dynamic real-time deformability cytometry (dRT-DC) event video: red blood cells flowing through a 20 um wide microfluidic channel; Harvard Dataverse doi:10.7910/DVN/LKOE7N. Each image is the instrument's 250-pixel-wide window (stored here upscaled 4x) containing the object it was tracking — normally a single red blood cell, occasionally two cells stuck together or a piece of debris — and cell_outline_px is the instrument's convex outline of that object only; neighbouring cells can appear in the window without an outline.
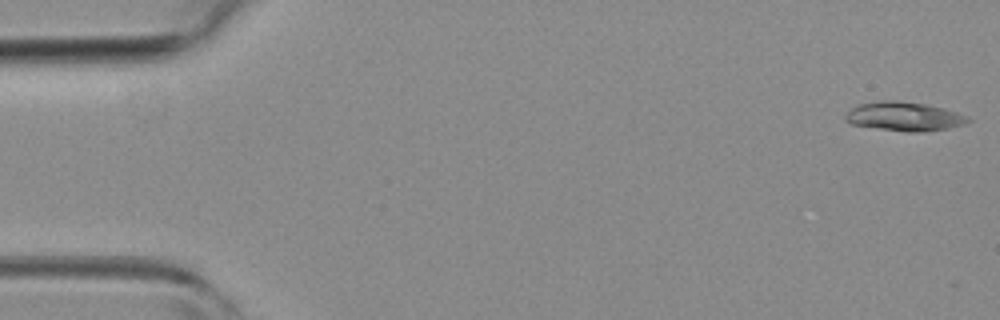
{"species": "common noctule bat (a hibernating species)", "species_latin": "Nyctalus noctula", "temperature_condition": "room temperature", "stored_images_in_passage": 4, "camera_frame_rate_fps": 3000, "um_per_image_px": 0.085, "animal": {"sex": "female", "body_mass_g": 19.3, "forearm_length_mm": 54.1}, "frame": {"image": 1, "passage_image": 1, "time_ms": 0.0, "image_size_px": [1000, 320], "cell_outline_px": [[972, 120], [964, 124], [948, 128], [916, 132], [908, 132], [876, 128], [852, 124], [844, 120], [844, 116], [852, 108], [860, 104], [880, 100], [896, 100], [924, 104], [944, 108], [968, 116]], "centroid_in_image_um": [76.85, 9.89], "position_along_channel_um": 8.1, "area_um2": 20.58}}
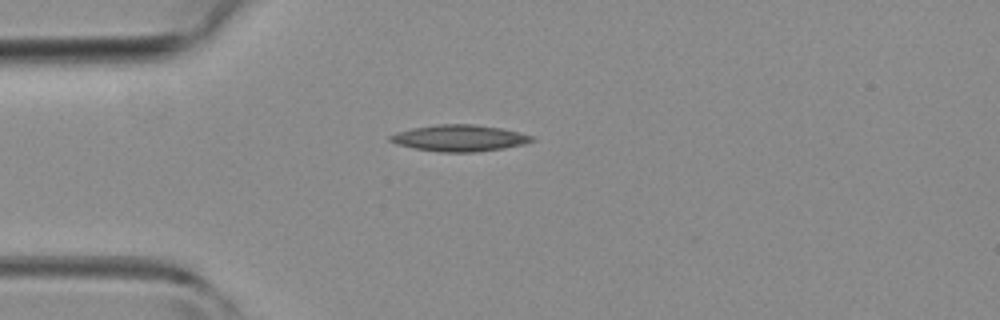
{"frame": {"image": 2, "passage_image": 4, "time_ms": 3.333, "image_size_px": [1000, 320], "cell_outline_px": [[536, 140], [524, 144], [504, 148], [472, 152], [440, 152], [416, 148], [396, 144], [388, 140], [388, 136], [396, 132], [412, 128], [436, 124], [472, 124], [500, 128], [532, 136]], "centroid_in_image_um": [39.01, 11.73], "position_along_channel_um": 46.0, "area_um2": 21.68}}